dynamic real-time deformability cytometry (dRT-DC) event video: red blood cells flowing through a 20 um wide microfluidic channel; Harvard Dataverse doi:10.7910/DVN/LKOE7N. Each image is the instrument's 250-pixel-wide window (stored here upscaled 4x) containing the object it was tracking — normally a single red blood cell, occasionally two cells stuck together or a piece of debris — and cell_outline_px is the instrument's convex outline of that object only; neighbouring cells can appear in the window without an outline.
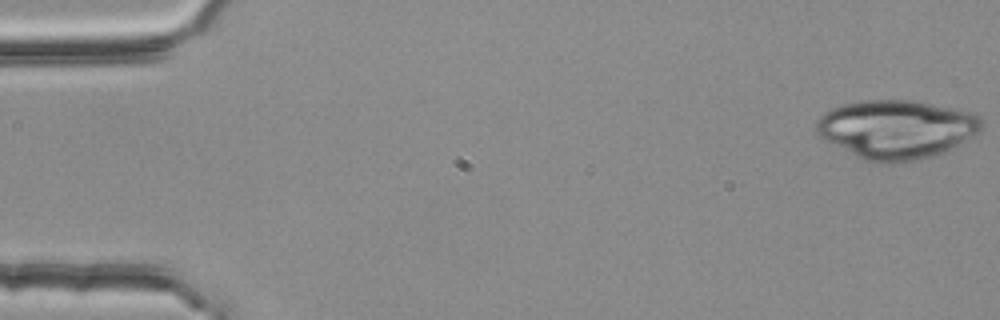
{"species": "common noctule bat (a hibernating species)", "species_latin": "Nyctalus noctula", "temperature_condition": "room temperature", "stored_images_in_passage": 4, "camera_frame_rate_fps": 3000, "um_per_image_px": 0.085, "animal": {"sex": "female", "body_mass_g": 25.1}, "frame": {"image": 1, "passage_image": 1, "time_ms": 0.0, "image_size_px": [1000, 320], "cell_outline_px": [[984, 128], [980, 132], [952, 148], [936, 156], [888, 164], [884, 164], [864, 160], [824, 140], [816, 132], [816, 124], [820, 116], [824, 112], [832, 108], [844, 104], [868, 100], [916, 100], [968, 112], [980, 116], [984, 124]], "centroid_in_image_um": [76.21, 10.99], "position_along_channel_um": 8.8, "area_um2": 56.64}}